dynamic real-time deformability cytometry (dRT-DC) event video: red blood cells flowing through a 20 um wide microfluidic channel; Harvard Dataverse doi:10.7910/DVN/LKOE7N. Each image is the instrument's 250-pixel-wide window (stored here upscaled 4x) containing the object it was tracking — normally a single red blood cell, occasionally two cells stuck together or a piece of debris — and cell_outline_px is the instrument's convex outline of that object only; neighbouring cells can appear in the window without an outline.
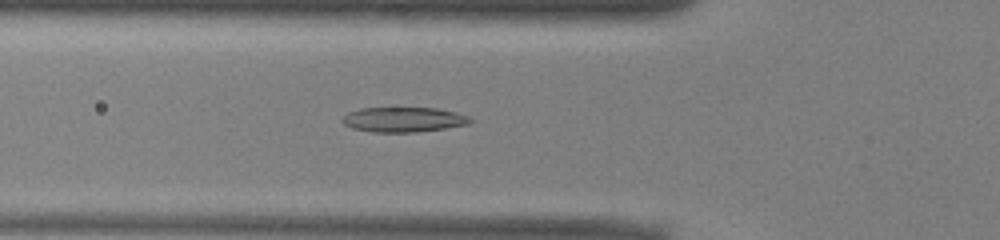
{"species": "common noctule bat (a hibernating species)", "species_latin": "Nyctalus noctula", "temperature_condition": "warm", "stored_images_in_passage": 42, "camera_frame_rate_fps": 3000, "um_per_image_px": 0.085, "animal": {"sex": "male", "body_mass_g": 13.0, "forearm_length_mm": 53.1}, "frame": {"image": 1, "passage_image": 8, "time_ms": 2.333, "image_size_px": [1000, 240], "cell_outline_px": [[472, 120], [468, 124], [444, 128], [416, 132], [372, 132], [352, 128], [344, 124], [340, 120], [348, 112], [360, 108], [436, 108], [456, 112], [468, 116]], "centroid_in_image_um": [34.27, 10.16], "position_along_channel_um": 91.5, "area_um2": 18.5}}
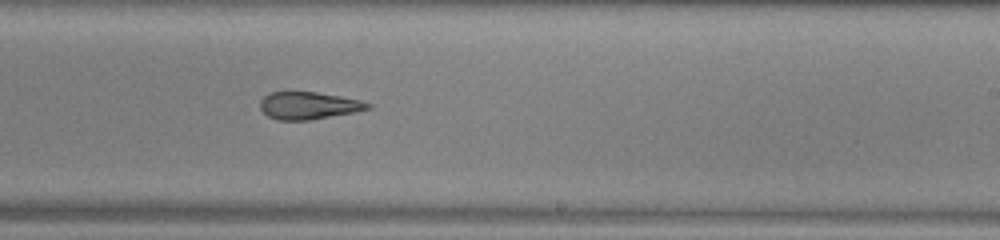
{"frame": {"image": 2, "passage_image": 21, "time_ms": 6.667, "image_size_px": [1000, 240], "cell_outline_px": [[372, 108], [356, 112], [308, 120], [276, 120], [268, 116], [260, 108], [260, 100], [264, 96], [272, 92], [316, 92], [340, 96], [360, 100], [372, 104]], "centroid_in_image_um": [26.24, 8.98], "position_along_channel_um": 262.8, "area_um2": 17.17}}
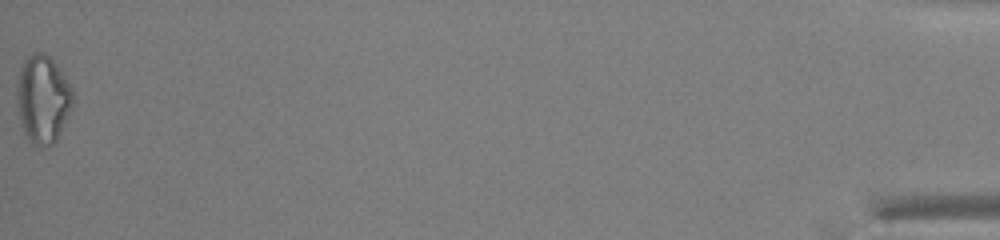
{"frame": {"image": 3, "passage_image": 42, "time_ms": 13.667, "image_size_px": [1000, 240], "cell_outline_px": [[76, 100], [56, 140], [48, 148], [40, 148], [32, 144], [28, 140], [20, 124], [16, 100], [16, 84], [20, 68], [24, 60], [32, 52], [44, 52], [56, 64], [72, 88], [76, 96]], "centroid_in_image_um": [3.64, 8.45], "position_along_channel_um": 431.6, "area_um2": 29.36}, "authors_computed_cell_mechanics": {"area_um2": 19.1318, "velocity_mm_per_s": 3.9526, "shape_relaxation_time_tau1_ms": null, "shape_relaxation_time_tau2_ms": 2.7932, "deformation_change_tau1": null, "deformation_change_tau2": 0.1154}}